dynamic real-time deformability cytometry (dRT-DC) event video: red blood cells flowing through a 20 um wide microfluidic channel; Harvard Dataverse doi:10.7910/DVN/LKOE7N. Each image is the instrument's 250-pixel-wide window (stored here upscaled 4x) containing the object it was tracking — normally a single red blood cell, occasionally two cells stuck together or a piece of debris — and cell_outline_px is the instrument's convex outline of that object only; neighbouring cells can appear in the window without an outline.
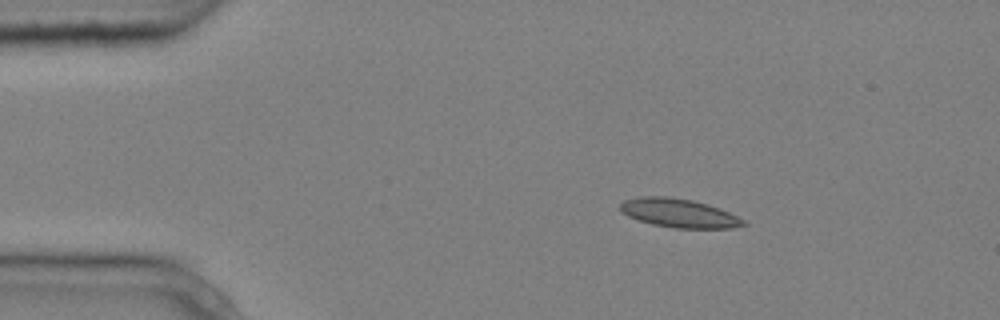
{"species": "common noctule bat (a hibernating species)", "species_latin": "Nyctalus noctula", "temperature_condition": "cold", "stored_images_in_passage": 4, "camera_frame_rate_fps": 3000, "um_per_image_px": 0.085, "animal": {"sex": "male", "body_mass_g": 20.4}, "frame": {"image": 1, "passage_image": 3, "time_ms": 0.667, "image_size_px": [1000, 320], "cell_outline_px": [[748, 224], [732, 228], [676, 228], [652, 224], [628, 216], [620, 212], [620, 204], [624, 200], [640, 196], [668, 196], [692, 200], [708, 204], [720, 208], [744, 220]], "centroid_in_image_um": [57.7, 18.1], "position_along_channel_um": 27.3, "area_um2": 20.63}}